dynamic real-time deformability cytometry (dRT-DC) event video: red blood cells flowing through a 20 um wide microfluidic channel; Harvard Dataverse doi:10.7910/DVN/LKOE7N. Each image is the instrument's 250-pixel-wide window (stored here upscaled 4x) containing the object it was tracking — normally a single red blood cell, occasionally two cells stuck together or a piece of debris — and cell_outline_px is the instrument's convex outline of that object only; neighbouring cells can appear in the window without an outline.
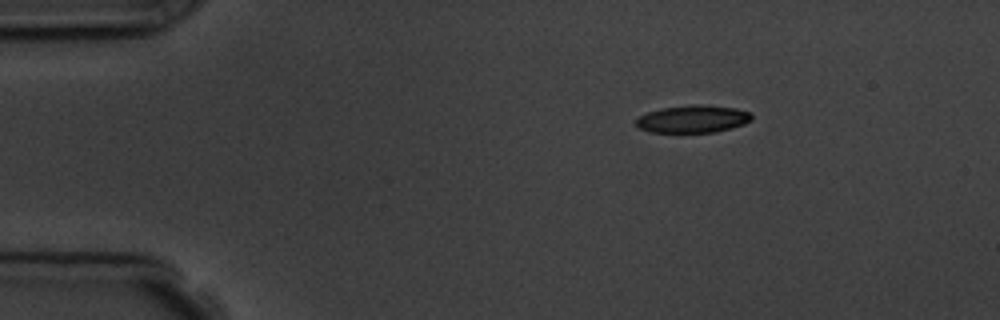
{"species": "common noctule bat (a hibernating species)", "species_latin": "Nyctalus noctula", "temperature_condition": "room temperature", "stored_images_in_passage": 5, "segment_of_instrument_passage": [2, 2], "camera_frame_rate_fps": 3000, "um_per_image_px": 0.085, "animal": {"sex": "male", "body_mass_g": 19.5, "forearm_length_mm": 54.6}, "frame": {"image": 1, "passage_image": 5, "time_ms": 5.667, "image_size_px": [1000, 320], "cell_outline_px": [[752, 120], [744, 124], [732, 128], [716, 132], [652, 132], [640, 128], [636, 124], [636, 120], [640, 116], [648, 112], [660, 108], [688, 104], [704, 104], [736, 108], [752, 112]], "centroid_in_image_um": [58.94, 10.1], "position_along_channel_um": 26.1, "area_um2": 18.73}}